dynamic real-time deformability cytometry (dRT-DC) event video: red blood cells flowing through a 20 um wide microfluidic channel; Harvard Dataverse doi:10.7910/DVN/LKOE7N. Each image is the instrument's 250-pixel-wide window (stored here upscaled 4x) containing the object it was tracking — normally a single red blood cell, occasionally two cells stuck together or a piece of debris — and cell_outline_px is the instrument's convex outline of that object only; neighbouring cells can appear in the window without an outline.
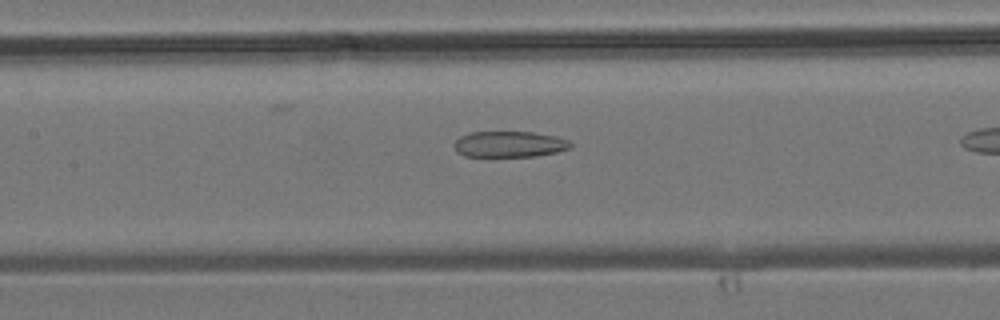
{"species": "common noctule bat (a hibernating species)", "species_latin": "Nyctalus noctula", "temperature_condition": "room temperature", "stored_images_in_passage": 23, "camera_frame_rate_fps": 3000, "um_per_image_px": 0.085, "animal": {"sex": "male", "body_mass_g": 19.2, "forearm_length_mm": 51.8}, "frame": {"image": 1, "passage_image": 17, "time_ms": 5.333, "image_size_px": [1000, 320], "cell_outline_px": [[572, 148], [556, 152], [536, 156], [464, 156], [456, 152], [452, 144], [460, 136], [472, 132], [532, 132], [556, 136], [568, 140], [572, 144]], "centroid_in_image_um": [43.28, 12.26], "position_along_channel_um": 164.1, "area_um2": 17.69}}
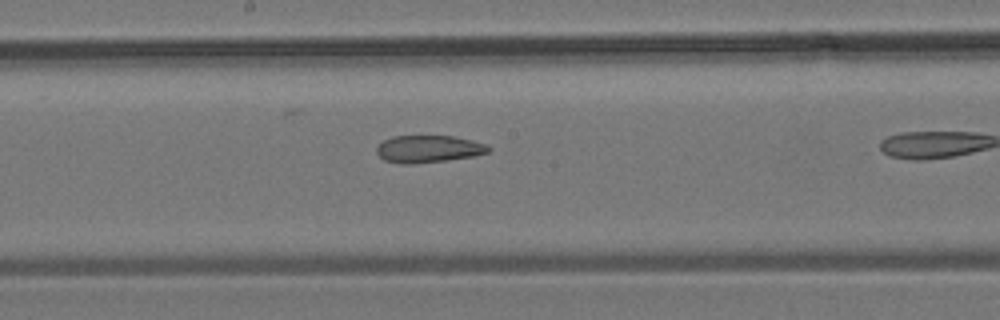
{"frame": {"image": 2, "passage_image": 20, "time_ms": 6.333, "image_size_px": [1000, 320], "cell_outline_px": [[492, 148], [488, 152], [476, 156], [448, 160], [412, 164], [400, 164], [384, 160], [376, 152], [376, 148], [384, 140], [392, 136], [452, 136], [472, 140], [488, 144]], "centroid_in_image_um": [36.45, 12.66], "position_along_channel_um": 211.8, "area_um2": 17.92}}